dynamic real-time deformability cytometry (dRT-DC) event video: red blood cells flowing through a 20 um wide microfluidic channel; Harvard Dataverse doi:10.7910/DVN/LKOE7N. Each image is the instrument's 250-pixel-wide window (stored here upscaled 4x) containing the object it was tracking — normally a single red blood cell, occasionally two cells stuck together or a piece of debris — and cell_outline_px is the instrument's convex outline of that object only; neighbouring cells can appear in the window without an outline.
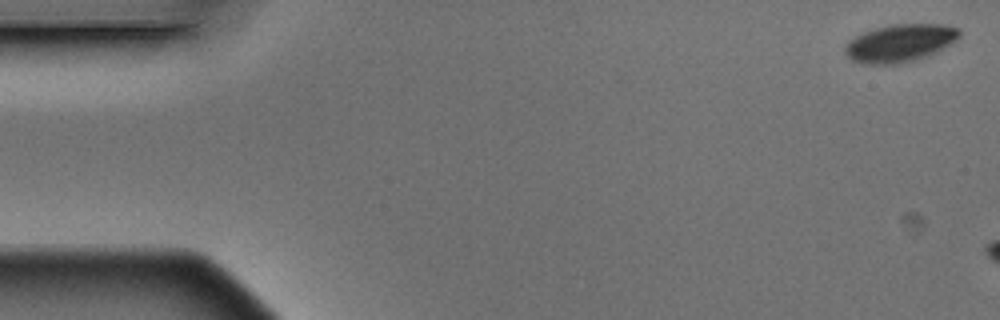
{"species": "Egyptian fruit bat (a non-hibernating species)", "species_latin": "Rousettus aegyptiacus", "temperature_condition": "warm", "stored_images_in_passage": 3, "camera_frame_rate_fps": 3000, "um_per_image_px": 0.085, "animal": {"sex": "male"}, "frame": {"image": 1, "passage_image": 1, "time_ms": 0.0, "image_size_px": [1000, 320], "cell_outline_px": [[960, 36], [956, 40], [936, 52], [928, 56], [916, 60], [896, 64], [864, 64], [852, 60], [844, 52], [844, 44], [848, 40], [864, 32], [876, 28], [892, 24], [944, 24], [960, 28]], "centroid_in_image_um": [76.49, 3.66], "position_along_channel_um": 8.5, "area_um2": 25.26}}